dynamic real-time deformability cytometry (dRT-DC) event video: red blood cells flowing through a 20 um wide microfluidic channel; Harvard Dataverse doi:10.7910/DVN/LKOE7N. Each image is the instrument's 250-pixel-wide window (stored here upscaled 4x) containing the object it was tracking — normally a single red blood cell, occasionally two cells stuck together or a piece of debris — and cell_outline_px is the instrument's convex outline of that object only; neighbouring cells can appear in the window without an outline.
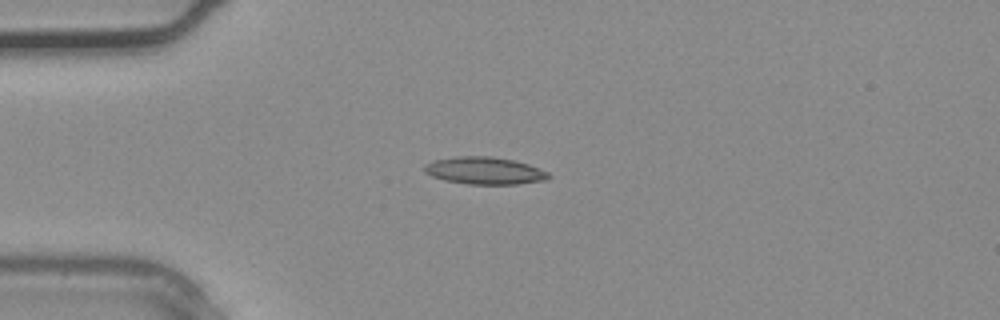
{"species": "common noctule bat (a hibernating species)", "species_latin": "Nyctalus noctula", "temperature_condition": "warm", "stored_images_in_passage": 1, "camera_frame_rate_fps": 3000, "um_per_image_px": 0.085, "animal": {"sex": "male", "body_mass_g": 20.4}, "frame": {"image": 1, "passage_image": 1, "time_ms": 0.0, "image_size_px": [1000, 320], "cell_outline_px": [[552, 176], [548, 180], [516, 184], [468, 184], [444, 180], [432, 176], [424, 172], [424, 164], [432, 160], [456, 156], [492, 156], [512, 160], [528, 164], [548, 172]], "centroid_in_image_um": [41.18, 14.5], "position_along_channel_um": 43.8, "area_um2": 19.88}}